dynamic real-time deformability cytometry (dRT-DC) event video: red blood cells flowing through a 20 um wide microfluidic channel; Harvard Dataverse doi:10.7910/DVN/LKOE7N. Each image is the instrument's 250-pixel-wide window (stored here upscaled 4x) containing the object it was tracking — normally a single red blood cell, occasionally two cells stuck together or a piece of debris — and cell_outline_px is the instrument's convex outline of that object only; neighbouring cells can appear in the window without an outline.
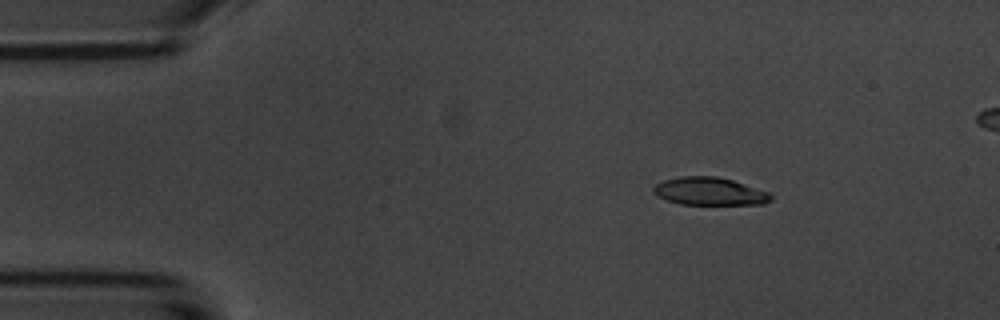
{"species": "common noctule bat (a hibernating species)", "species_latin": "Nyctalus noctula", "temperature_condition": "room temperature", "stored_images_in_passage": 6, "camera_frame_rate_fps": 3000, "um_per_image_px": 0.085, "animal": {"sex": "male", "body_mass_g": 20.1, "forearm_length_mm": 53.5}, "frame": {"image": 1, "passage_image": 3, "time_ms": 2.333, "image_size_px": [1000, 320], "cell_outline_px": [[772, 200], [764, 204], [680, 204], [668, 200], [652, 192], [652, 188], [656, 184], [664, 180], [680, 176], [716, 176], [732, 180], [772, 192]], "centroid_in_image_um": [60.36, 16.26], "position_along_channel_um": 24.6, "area_um2": 19.07}}
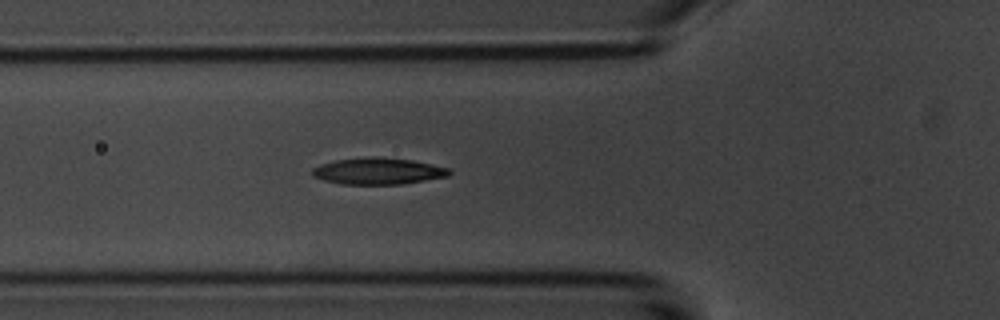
{"frame": {"image": 2, "passage_image": 6, "time_ms": 6.0, "image_size_px": [1000, 320], "cell_outline_px": [[452, 172], [448, 176], [400, 184], [344, 184], [324, 180], [312, 176], [312, 168], [320, 164], [336, 160], [368, 156], [372, 156], [412, 160], [448, 168]], "centroid_in_image_um": [32.1, 14.54], "position_along_channel_um": 93.7, "area_um2": 21.04}}